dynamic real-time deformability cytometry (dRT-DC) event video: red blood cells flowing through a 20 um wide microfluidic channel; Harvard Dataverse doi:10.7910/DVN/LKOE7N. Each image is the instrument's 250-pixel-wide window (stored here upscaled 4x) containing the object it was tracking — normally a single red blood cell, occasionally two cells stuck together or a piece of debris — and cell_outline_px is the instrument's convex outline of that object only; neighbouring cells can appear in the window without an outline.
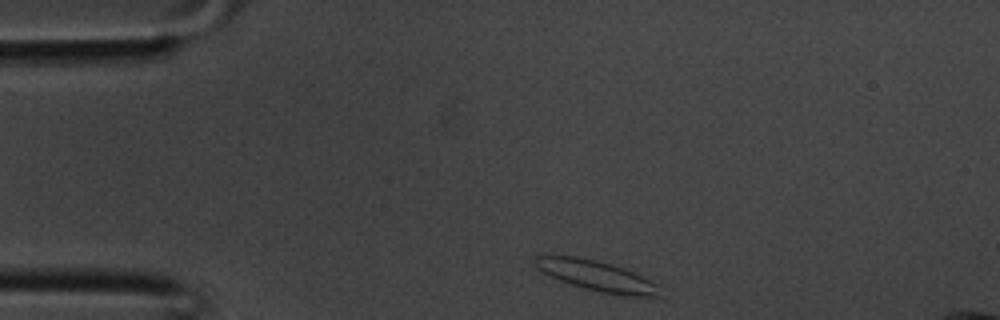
{"species": "common noctule bat (a hibernating species)", "species_latin": "Nyctalus noctula", "temperature_condition": "room temperature", "stored_images_in_passage": 27, "camera_frame_rate_fps": 3000, "um_per_image_px": 0.085, "animal": {"sex": "male", "body_mass_g": 20.1, "forearm_length_mm": 53.5}, "frame": {"image": 1, "passage_image": 1, "time_ms": 0.0, "image_size_px": [1000, 320], "cell_outline_px": [[660, 296], [624, 296], [600, 292], [584, 288], [560, 280], [536, 268], [532, 260], [536, 256], [576, 256], [596, 260], [612, 264], [624, 268], [656, 284]], "centroid_in_image_um": [50.67, 23.44], "position_along_channel_um": 34.3, "area_um2": 21.62}}
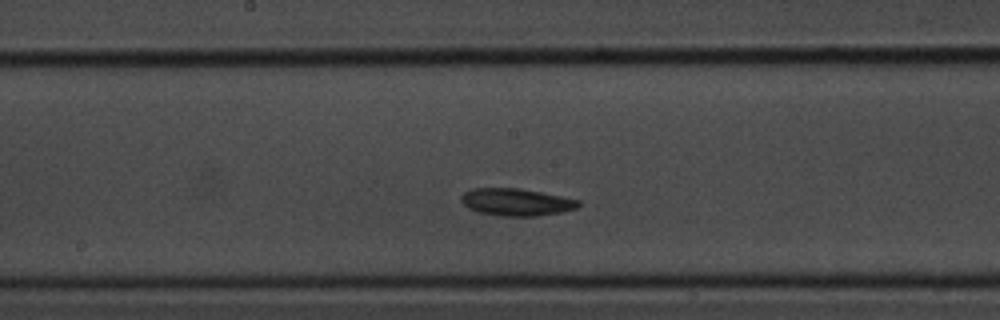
{"frame": {"image": 2, "passage_image": 13, "time_ms": 4.0, "image_size_px": [1000, 320], "cell_outline_px": [[580, 204], [576, 208], [560, 212], [536, 216], [500, 216], [476, 212], [468, 208], [460, 200], [460, 196], [464, 192], [472, 188], [520, 188], [580, 200]], "centroid_in_image_um": [43.83, 17.18], "position_along_channel_um": 204.4, "area_um2": 18.67}}
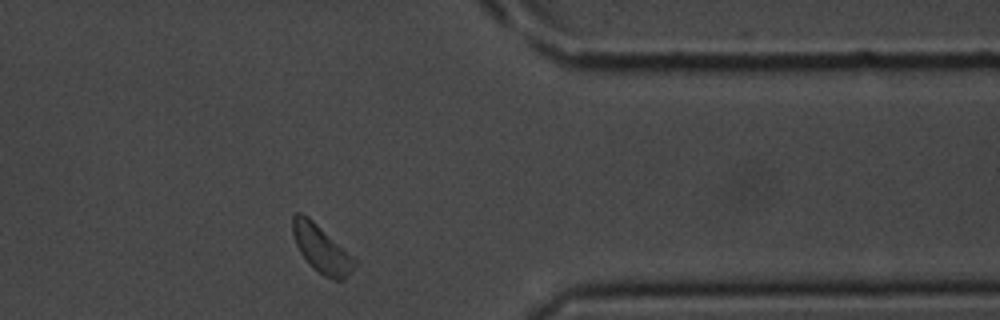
{"frame": {"image": 3, "passage_image": 24, "time_ms": 7.667, "image_size_px": [1000, 320], "cell_outline_px": [[356, 264], [352, 272], [344, 280], [332, 280], [324, 276], [300, 252], [296, 244], [292, 232], [292, 216], [296, 212], [300, 212], [308, 216], [356, 260]], "centroid_in_image_um": [27.32, 21.15], "position_along_channel_um": 384.1, "area_um2": 16.65}}